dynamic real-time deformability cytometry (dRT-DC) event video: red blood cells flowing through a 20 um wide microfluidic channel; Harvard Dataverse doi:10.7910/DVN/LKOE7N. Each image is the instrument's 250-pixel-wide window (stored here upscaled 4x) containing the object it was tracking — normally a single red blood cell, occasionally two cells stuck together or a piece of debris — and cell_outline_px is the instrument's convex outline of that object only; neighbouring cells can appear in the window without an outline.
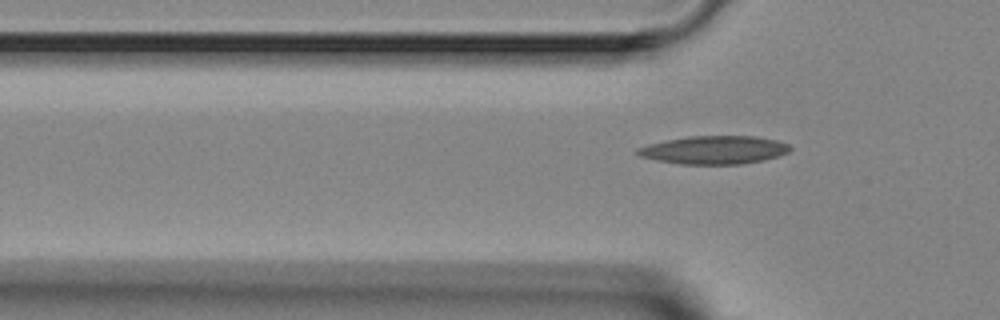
{"species": "Egyptian fruit bat (a non-hibernating species)", "species_latin": "Rousettus aegyptiacus", "temperature_condition": "room temperature", "stored_images_in_passage": 2, "camera_frame_rate_fps": 3000, "um_per_image_px": 0.085, "animal": {"sex": "female"}, "frame": {"image": 1, "passage_image": 2, "time_ms": 2.0, "image_size_px": [1000, 320], "cell_outline_px": [[792, 148], [788, 152], [764, 160], [744, 164], [680, 164], [656, 160], [640, 156], [636, 152], [636, 148], [648, 144], [688, 136], [756, 136], [776, 140], [788, 144]], "centroid_in_image_um": [60.7, 12.74], "position_along_channel_um": 65.1, "area_um2": 25.03}}